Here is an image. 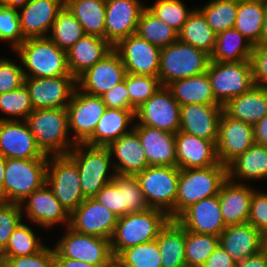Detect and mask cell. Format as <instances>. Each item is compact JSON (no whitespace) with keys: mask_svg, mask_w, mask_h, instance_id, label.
<instances>
[{"mask_svg":"<svg viewBox=\"0 0 267 267\" xmlns=\"http://www.w3.org/2000/svg\"><path fill=\"white\" fill-rule=\"evenodd\" d=\"M85 35L83 27L73 14L64 6L58 13L48 38L62 50L67 51Z\"/></svg>","mask_w":267,"mask_h":267,"instance_id":"41","label":"cell"},{"mask_svg":"<svg viewBox=\"0 0 267 267\" xmlns=\"http://www.w3.org/2000/svg\"><path fill=\"white\" fill-rule=\"evenodd\" d=\"M257 45L267 46V2H265L261 39Z\"/></svg>","mask_w":267,"mask_h":267,"instance_id":"63","label":"cell"},{"mask_svg":"<svg viewBox=\"0 0 267 267\" xmlns=\"http://www.w3.org/2000/svg\"><path fill=\"white\" fill-rule=\"evenodd\" d=\"M24 84L34 109L66 108L77 88V79L73 75L24 77Z\"/></svg>","mask_w":267,"mask_h":267,"instance_id":"14","label":"cell"},{"mask_svg":"<svg viewBox=\"0 0 267 267\" xmlns=\"http://www.w3.org/2000/svg\"><path fill=\"white\" fill-rule=\"evenodd\" d=\"M210 28L217 34L233 28L238 9V0H209L198 6Z\"/></svg>","mask_w":267,"mask_h":267,"instance_id":"42","label":"cell"},{"mask_svg":"<svg viewBox=\"0 0 267 267\" xmlns=\"http://www.w3.org/2000/svg\"><path fill=\"white\" fill-rule=\"evenodd\" d=\"M34 110L29 91L25 84L12 91L0 94V112L6 117L1 120H26ZM9 115V117H8Z\"/></svg>","mask_w":267,"mask_h":267,"instance_id":"46","label":"cell"},{"mask_svg":"<svg viewBox=\"0 0 267 267\" xmlns=\"http://www.w3.org/2000/svg\"><path fill=\"white\" fill-rule=\"evenodd\" d=\"M253 189L249 184L227 178L218 194L221 214L226 226L248 223Z\"/></svg>","mask_w":267,"mask_h":267,"instance_id":"26","label":"cell"},{"mask_svg":"<svg viewBox=\"0 0 267 267\" xmlns=\"http://www.w3.org/2000/svg\"><path fill=\"white\" fill-rule=\"evenodd\" d=\"M125 83L129 93V103L137 110L162 86L158 76L125 74Z\"/></svg>","mask_w":267,"mask_h":267,"instance_id":"49","label":"cell"},{"mask_svg":"<svg viewBox=\"0 0 267 267\" xmlns=\"http://www.w3.org/2000/svg\"><path fill=\"white\" fill-rule=\"evenodd\" d=\"M1 267H55L54 247L46 245L41 251L32 255L18 257H1Z\"/></svg>","mask_w":267,"mask_h":267,"instance_id":"52","label":"cell"},{"mask_svg":"<svg viewBox=\"0 0 267 267\" xmlns=\"http://www.w3.org/2000/svg\"><path fill=\"white\" fill-rule=\"evenodd\" d=\"M219 245L239 262L261 251V233L250 223L228 225L219 235Z\"/></svg>","mask_w":267,"mask_h":267,"instance_id":"29","label":"cell"},{"mask_svg":"<svg viewBox=\"0 0 267 267\" xmlns=\"http://www.w3.org/2000/svg\"><path fill=\"white\" fill-rule=\"evenodd\" d=\"M223 111L230 117L254 126L267 114V88L253 85L247 92L233 97Z\"/></svg>","mask_w":267,"mask_h":267,"instance_id":"32","label":"cell"},{"mask_svg":"<svg viewBox=\"0 0 267 267\" xmlns=\"http://www.w3.org/2000/svg\"><path fill=\"white\" fill-rule=\"evenodd\" d=\"M46 183L69 214L86 199L76 163L67 154L48 156Z\"/></svg>","mask_w":267,"mask_h":267,"instance_id":"10","label":"cell"},{"mask_svg":"<svg viewBox=\"0 0 267 267\" xmlns=\"http://www.w3.org/2000/svg\"><path fill=\"white\" fill-rule=\"evenodd\" d=\"M219 246V236L192 233L185 230L186 266H203L208 257Z\"/></svg>","mask_w":267,"mask_h":267,"instance_id":"45","label":"cell"},{"mask_svg":"<svg viewBox=\"0 0 267 267\" xmlns=\"http://www.w3.org/2000/svg\"><path fill=\"white\" fill-rule=\"evenodd\" d=\"M25 121L45 155H66L76 145L69 136L66 108L34 109Z\"/></svg>","mask_w":267,"mask_h":267,"instance_id":"1","label":"cell"},{"mask_svg":"<svg viewBox=\"0 0 267 267\" xmlns=\"http://www.w3.org/2000/svg\"><path fill=\"white\" fill-rule=\"evenodd\" d=\"M156 240L162 267H186L185 229L176 220H169Z\"/></svg>","mask_w":267,"mask_h":267,"instance_id":"35","label":"cell"},{"mask_svg":"<svg viewBox=\"0 0 267 267\" xmlns=\"http://www.w3.org/2000/svg\"><path fill=\"white\" fill-rule=\"evenodd\" d=\"M146 4L141 0H106L105 40L114 47L136 33L138 20Z\"/></svg>","mask_w":267,"mask_h":267,"instance_id":"20","label":"cell"},{"mask_svg":"<svg viewBox=\"0 0 267 267\" xmlns=\"http://www.w3.org/2000/svg\"><path fill=\"white\" fill-rule=\"evenodd\" d=\"M54 247V257H65L95 265H115L109 239L79 233L70 226Z\"/></svg>","mask_w":267,"mask_h":267,"instance_id":"9","label":"cell"},{"mask_svg":"<svg viewBox=\"0 0 267 267\" xmlns=\"http://www.w3.org/2000/svg\"><path fill=\"white\" fill-rule=\"evenodd\" d=\"M22 65L24 77H58L70 74L66 51L48 37L27 38L14 51Z\"/></svg>","mask_w":267,"mask_h":267,"instance_id":"2","label":"cell"},{"mask_svg":"<svg viewBox=\"0 0 267 267\" xmlns=\"http://www.w3.org/2000/svg\"><path fill=\"white\" fill-rule=\"evenodd\" d=\"M22 216L33 225L47 230L61 224L63 229L70 225V214L61 205L52 189L45 183L20 203ZM25 214V216H24Z\"/></svg>","mask_w":267,"mask_h":267,"instance_id":"15","label":"cell"},{"mask_svg":"<svg viewBox=\"0 0 267 267\" xmlns=\"http://www.w3.org/2000/svg\"><path fill=\"white\" fill-rule=\"evenodd\" d=\"M6 158L0 154V201L3 202V181L5 177Z\"/></svg>","mask_w":267,"mask_h":267,"instance_id":"64","label":"cell"},{"mask_svg":"<svg viewBox=\"0 0 267 267\" xmlns=\"http://www.w3.org/2000/svg\"><path fill=\"white\" fill-rule=\"evenodd\" d=\"M26 38L23 36L18 10L0 5V41L15 50Z\"/></svg>","mask_w":267,"mask_h":267,"instance_id":"50","label":"cell"},{"mask_svg":"<svg viewBox=\"0 0 267 267\" xmlns=\"http://www.w3.org/2000/svg\"><path fill=\"white\" fill-rule=\"evenodd\" d=\"M48 159H6L3 202H23L46 183Z\"/></svg>","mask_w":267,"mask_h":267,"instance_id":"7","label":"cell"},{"mask_svg":"<svg viewBox=\"0 0 267 267\" xmlns=\"http://www.w3.org/2000/svg\"><path fill=\"white\" fill-rule=\"evenodd\" d=\"M177 167L206 168L219 163L213 141L178 131L175 134Z\"/></svg>","mask_w":267,"mask_h":267,"instance_id":"25","label":"cell"},{"mask_svg":"<svg viewBox=\"0 0 267 267\" xmlns=\"http://www.w3.org/2000/svg\"><path fill=\"white\" fill-rule=\"evenodd\" d=\"M0 154L6 159H48L25 120L0 121Z\"/></svg>","mask_w":267,"mask_h":267,"instance_id":"19","label":"cell"},{"mask_svg":"<svg viewBox=\"0 0 267 267\" xmlns=\"http://www.w3.org/2000/svg\"><path fill=\"white\" fill-rule=\"evenodd\" d=\"M112 49L113 47L104 38L85 34L66 51L70 74L77 79Z\"/></svg>","mask_w":267,"mask_h":267,"instance_id":"31","label":"cell"},{"mask_svg":"<svg viewBox=\"0 0 267 267\" xmlns=\"http://www.w3.org/2000/svg\"><path fill=\"white\" fill-rule=\"evenodd\" d=\"M113 49L119 54L126 73L158 76L161 48L134 33L120 40Z\"/></svg>","mask_w":267,"mask_h":267,"instance_id":"16","label":"cell"},{"mask_svg":"<svg viewBox=\"0 0 267 267\" xmlns=\"http://www.w3.org/2000/svg\"><path fill=\"white\" fill-rule=\"evenodd\" d=\"M192 233L219 236L227 227L223 221L218 195L204 198L185 209L175 219Z\"/></svg>","mask_w":267,"mask_h":267,"instance_id":"22","label":"cell"},{"mask_svg":"<svg viewBox=\"0 0 267 267\" xmlns=\"http://www.w3.org/2000/svg\"><path fill=\"white\" fill-rule=\"evenodd\" d=\"M100 97L107 108L135 110L129 103V93L125 83V77L122 82L115 85Z\"/></svg>","mask_w":267,"mask_h":267,"instance_id":"57","label":"cell"},{"mask_svg":"<svg viewBox=\"0 0 267 267\" xmlns=\"http://www.w3.org/2000/svg\"><path fill=\"white\" fill-rule=\"evenodd\" d=\"M240 1H262V2H267V0H240Z\"/></svg>","mask_w":267,"mask_h":267,"instance_id":"66","label":"cell"},{"mask_svg":"<svg viewBox=\"0 0 267 267\" xmlns=\"http://www.w3.org/2000/svg\"><path fill=\"white\" fill-rule=\"evenodd\" d=\"M253 45L234 27L216 34L215 47L210 54L213 62H241L251 59Z\"/></svg>","mask_w":267,"mask_h":267,"instance_id":"36","label":"cell"},{"mask_svg":"<svg viewBox=\"0 0 267 267\" xmlns=\"http://www.w3.org/2000/svg\"><path fill=\"white\" fill-rule=\"evenodd\" d=\"M64 6L78 20L86 35L105 39L106 0H65Z\"/></svg>","mask_w":267,"mask_h":267,"instance_id":"37","label":"cell"},{"mask_svg":"<svg viewBox=\"0 0 267 267\" xmlns=\"http://www.w3.org/2000/svg\"><path fill=\"white\" fill-rule=\"evenodd\" d=\"M14 61L7 57H0V94L17 89L24 84L22 65Z\"/></svg>","mask_w":267,"mask_h":267,"instance_id":"53","label":"cell"},{"mask_svg":"<svg viewBox=\"0 0 267 267\" xmlns=\"http://www.w3.org/2000/svg\"><path fill=\"white\" fill-rule=\"evenodd\" d=\"M250 61L254 85L267 88V46L254 45Z\"/></svg>","mask_w":267,"mask_h":267,"instance_id":"56","label":"cell"},{"mask_svg":"<svg viewBox=\"0 0 267 267\" xmlns=\"http://www.w3.org/2000/svg\"><path fill=\"white\" fill-rule=\"evenodd\" d=\"M118 217L94 198H86L71 214L70 227L79 233L111 239Z\"/></svg>","mask_w":267,"mask_h":267,"instance_id":"21","label":"cell"},{"mask_svg":"<svg viewBox=\"0 0 267 267\" xmlns=\"http://www.w3.org/2000/svg\"><path fill=\"white\" fill-rule=\"evenodd\" d=\"M206 73L213 95L221 106H224L233 97L247 92L254 85L250 60L241 62L210 61Z\"/></svg>","mask_w":267,"mask_h":267,"instance_id":"11","label":"cell"},{"mask_svg":"<svg viewBox=\"0 0 267 267\" xmlns=\"http://www.w3.org/2000/svg\"><path fill=\"white\" fill-rule=\"evenodd\" d=\"M36 231L22 221L10 235L1 257H18L32 255L41 251L46 245L40 241Z\"/></svg>","mask_w":267,"mask_h":267,"instance_id":"43","label":"cell"},{"mask_svg":"<svg viewBox=\"0 0 267 267\" xmlns=\"http://www.w3.org/2000/svg\"><path fill=\"white\" fill-rule=\"evenodd\" d=\"M24 221L20 204L0 201V250L3 251L10 235Z\"/></svg>","mask_w":267,"mask_h":267,"instance_id":"51","label":"cell"},{"mask_svg":"<svg viewBox=\"0 0 267 267\" xmlns=\"http://www.w3.org/2000/svg\"><path fill=\"white\" fill-rule=\"evenodd\" d=\"M93 198L109 209L116 217L123 216L122 193L113 182L106 184Z\"/></svg>","mask_w":267,"mask_h":267,"instance_id":"55","label":"cell"},{"mask_svg":"<svg viewBox=\"0 0 267 267\" xmlns=\"http://www.w3.org/2000/svg\"><path fill=\"white\" fill-rule=\"evenodd\" d=\"M236 267H267V258L260 251L251 257L237 262Z\"/></svg>","mask_w":267,"mask_h":267,"instance_id":"61","label":"cell"},{"mask_svg":"<svg viewBox=\"0 0 267 267\" xmlns=\"http://www.w3.org/2000/svg\"><path fill=\"white\" fill-rule=\"evenodd\" d=\"M178 40L211 54L216 43V33L210 28L203 13L195 7L178 31Z\"/></svg>","mask_w":267,"mask_h":267,"instance_id":"38","label":"cell"},{"mask_svg":"<svg viewBox=\"0 0 267 267\" xmlns=\"http://www.w3.org/2000/svg\"><path fill=\"white\" fill-rule=\"evenodd\" d=\"M179 175L177 166H148L136 174L150 208L164 211L170 220H175Z\"/></svg>","mask_w":267,"mask_h":267,"instance_id":"8","label":"cell"},{"mask_svg":"<svg viewBox=\"0 0 267 267\" xmlns=\"http://www.w3.org/2000/svg\"><path fill=\"white\" fill-rule=\"evenodd\" d=\"M169 220L164 211L155 208L119 217L110 239L114 258L123 250L156 240Z\"/></svg>","mask_w":267,"mask_h":267,"instance_id":"3","label":"cell"},{"mask_svg":"<svg viewBox=\"0 0 267 267\" xmlns=\"http://www.w3.org/2000/svg\"><path fill=\"white\" fill-rule=\"evenodd\" d=\"M75 163L85 198H93L116 175L107 147L77 143L67 154Z\"/></svg>","mask_w":267,"mask_h":267,"instance_id":"4","label":"cell"},{"mask_svg":"<svg viewBox=\"0 0 267 267\" xmlns=\"http://www.w3.org/2000/svg\"><path fill=\"white\" fill-rule=\"evenodd\" d=\"M264 11L265 2L238 0L234 28L245 36L253 46L257 45L261 39Z\"/></svg>","mask_w":267,"mask_h":267,"instance_id":"39","label":"cell"},{"mask_svg":"<svg viewBox=\"0 0 267 267\" xmlns=\"http://www.w3.org/2000/svg\"><path fill=\"white\" fill-rule=\"evenodd\" d=\"M166 87L180 106L188 104L220 105L213 95L206 72L172 81Z\"/></svg>","mask_w":267,"mask_h":267,"instance_id":"34","label":"cell"},{"mask_svg":"<svg viewBox=\"0 0 267 267\" xmlns=\"http://www.w3.org/2000/svg\"><path fill=\"white\" fill-rule=\"evenodd\" d=\"M253 126L228 116L224 111L218 125L216 150L219 163L228 166L253 144Z\"/></svg>","mask_w":267,"mask_h":267,"instance_id":"17","label":"cell"},{"mask_svg":"<svg viewBox=\"0 0 267 267\" xmlns=\"http://www.w3.org/2000/svg\"><path fill=\"white\" fill-rule=\"evenodd\" d=\"M149 166H177L175 134L146 125H134Z\"/></svg>","mask_w":267,"mask_h":267,"instance_id":"27","label":"cell"},{"mask_svg":"<svg viewBox=\"0 0 267 267\" xmlns=\"http://www.w3.org/2000/svg\"><path fill=\"white\" fill-rule=\"evenodd\" d=\"M122 193L123 216L150 208L136 175H115L112 181Z\"/></svg>","mask_w":267,"mask_h":267,"instance_id":"47","label":"cell"},{"mask_svg":"<svg viewBox=\"0 0 267 267\" xmlns=\"http://www.w3.org/2000/svg\"><path fill=\"white\" fill-rule=\"evenodd\" d=\"M210 55L193 45L177 40L161 48L158 78L162 86L172 81L202 74L207 71Z\"/></svg>","mask_w":267,"mask_h":267,"instance_id":"6","label":"cell"},{"mask_svg":"<svg viewBox=\"0 0 267 267\" xmlns=\"http://www.w3.org/2000/svg\"><path fill=\"white\" fill-rule=\"evenodd\" d=\"M1 255H2V251L0 250V262H1Z\"/></svg>","mask_w":267,"mask_h":267,"instance_id":"67","label":"cell"},{"mask_svg":"<svg viewBox=\"0 0 267 267\" xmlns=\"http://www.w3.org/2000/svg\"><path fill=\"white\" fill-rule=\"evenodd\" d=\"M107 148L117 175H136L149 166L139 136L134 130L111 142Z\"/></svg>","mask_w":267,"mask_h":267,"instance_id":"28","label":"cell"},{"mask_svg":"<svg viewBox=\"0 0 267 267\" xmlns=\"http://www.w3.org/2000/svg\"><path fill=\"white\" fill-rule=\"evenodd\" d=\"M261 252L267 258V232L261 234Z\"/></svg>","mask_w":267,"mask_h":267,"instance_id":"65","label":"cell"},{"mask_svg":"<svg viewBox=\"0 0 267 267\" xmlns=\"http://www.w3.org/2000/svg\"><path fill=\"white\" fill-rule=\"evenodd\" d=\"M146 8L177 32L195 8H187L182 0H156Z\"/></svg>","mask_w":267,"mask_h":267,"instance_id":"48","label":"cell"},{"mask_svg":"<svg viewBox=\"0 0 267 267\" xmlns=\"http://www.w3.org/2000/svg\"><path fill=\"white\" fill-rule=\"evenodd\" d=\"M115 267H162L157 240L123 250L115 258Z\"/></svg>","mask_w":267,"mask_h":267,"instance_id":"44","label":"cell"},{"mask_svg":"<svg viewBox=\"0 0 267 267\" xmlns=\"http://www.w3.org/2000/svg\"><path fill=\"white\" fill-rule=\"evenodd\" d=\"M65 0H30L18 10L23 36L27 38L48 37Z\"/></svg>","mask_w":267,"mask_h":267,"instance_id":"23","label":"cell"},{"mask_svg":"<svg viewBox=\"0 0 267 267\" xmlns=\"http://www.w3.org/2000/svg\"><path fill=\"white\" fill-rule=\"evenodd\" d=\"M125 74L119 54L112 49L77 78V88L86 94L100 97L122 82Z\"/></svg>","mask_w":267,"mask_h":267,"instance_id":"18","label":"cell"},{"mask_svg":"<svg viewBox=\"0 0 267 267\" xmlns=\"http://www.w3.org/2000/svg\"><path fill=\"white\" fill-rule=\"evenodd\" d=\"M248 223L260 231L267 232V192L255 189L250 203Z\"/></svg>","mask_w":267,"mask_h":267,"instance_id":"54","label":"cell"},{"mask_svg":"<svg viewBox=\"0 0 267 267\" xmlns=\"http://www.w3.org/2000/svg\"><path fill=\"white\" fill-rule=\"evenodd\" d=\"M237 262L219 245L202 267H236Z\"/></svg>","mask_w":267,"mask_h":267,"instance_id":"58","label":"cell"},{"mask_svg":"<svg viewBox=\"0 0 267 267\" xmlns=\"http://www.w3.org/2000/svg\"><path fill=\"white\" fill-rule=\"evenodd\" d=\"M66 109L69 133L77 144L84 143L93 134L107 106L101 97L86 94L76 88Z\"/></svg>","mask_w":267,"mask_h":267,"instance_id":"12","label":"cell"},{"mask_svg":"<svg viewBox=\"0 0 267 267\" xmlns=\"http://www.w3.org/2000/svg\"><path fill=\"white\" fill-rule=\"evenodd\" d=\"M135 111L107 108L84 144L107 147L122 135L131 132L135 124Z\"/></svg>","mask_w":267,"mask_h":267,"instance_id":"30","label":"cell"},{"mask_svg":"<svg viewBox=\"0 0 267 267\" xmlns=\"http://www.w3.org/2000/svg\"><path fill=\"white\" fill-rule=\"evenodd\" d=\"M55 267H115V265H95L65 257H54Z\"/></svg>","mask_w":267,"mask_h":267,"instance_id":"59","label":"cell"},{"mask_svg":"<svg viewBox=\"0 0 267 267\" xmlns=\"http://www.w3.org/2000/svg\"><path fill=\"white\" fill-rule=\"evenodd\" d=\"M136 34L159 48L167 47L178 40V32L147 8L140 15Z\"/></svg>","mask_w":267,"mask_h":267,"instance_id":"40","label":"cell"},{"mask_svg":"<svg viewBox=\"0 0 267 267\" xmlns=\"http://www.w3.org/2000/svg\"><path fill=\"white\" fill-rule=\"evenodd\" d=\"M180 105L166 86H161L135 111V124L176 134L180 128Z\"/></svg>","mask_w":267,"mask_h":267,"instance_id":"13","label":"cell"},{"mask_svg":"<svg viewBox=\"0 0 267 267\" xmlns=\"http://www.w3.org/2000/svg\"><path fill=\"white\" fill-rule=\"evenodd\" d=\"M30 0H0V5L19 10L23 8Z\"/></svg>","mask_w":267,"mask_h":267,"instance_id":"62","label":"cell"},{"mask_svg":"<svg viewBox=\"0 0 267 267\" xmlns=\"http://www.w3.org/2000/svg\"><path fill=\"white\" fill-rule=\"evenodd\" d=\"M228 178L246 184L267 179V145L254 143L227 166Z\"/></svg>","mask_w":267,"mask_h":267,"instance_id":"33","label":"cell"},{"mask_svg":"<svg viewBox=\"0 0 267 267\" xmlns=\"http://www.w3.org/2000/svg\"><path fill=\"white\" fill-rule=\"evenodd\" d=\"M227 178V166L221 163L206 168L180 169L175 219L192 204L218 195Z\"/></svg>","mask_w":267,"mask_h":267,"instance_id":"5","label":"cell"},{"mask_svg":"<svg viewBox=\"0 0 267 267\" xmlns=\"http://www.w3.org/2000/svg\"><path fill=\"white\" fill-rule=\"evenodd\" d=\"M253 131L255 143L267 145V114L253 126Z\"/></svg>","mask_w":267,"mask_h":267,"instance_id":"60","label":"cell"},{"mask_svg":"<svg viewBox=\"0 0 267 267\" xmlns=\"http://www.w3.org/2000/svg\"><path fill=\"white\" fill-rule=\"evenodd\" d=\"M223 106L188 104L180 107L179 131L213 141L216 144Z\"/></svg>","mask_w":267,"mask_h":267,"instance_id":"24","label":"cell"}]
</instances>
